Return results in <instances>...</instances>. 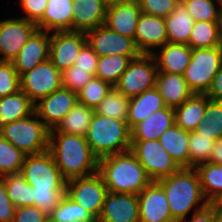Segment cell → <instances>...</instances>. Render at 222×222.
I'll return each instance as SVG.
<instances>
[{"label": "cell", "mask_w": 222, "mask_h": 222, "mask_svg": "<svg viewBox=\"0 0 222 222\" xmlns=\"http://www.w3.org/2000/svg\"><path fill=\"white\" fill-rule=\"evenodd\" d=\"M20 90V75L12 61H0V98Z\"/></svg>", "instance_id": "cell-43"}, {"label": "cell", "mask_w": 222, "mask_h": 222, "mask_svg": "<svg viewBox=\"0 0 222 222\" xmlns=\"http://www.w3.org/2000/svg\"><path fill=\"white\" fill-rule=\"evenodd\" d=\"M62 87L74 92L81 90L94 76L88 70L75 66L61 72Z\"/></svg>", "instance_id": "cell-44"}, {"label": "cell", "mask_w": 222, "mask_h": 222, "mask_svg": "<svg viewBox=\"0 0 222 222\" xmlns=\"http://www.w3.org/2000/svg\"><path fill=\"white\" fill-rule=\"evenodd\" d=\"M155 88L160 93L167 107L176 108L194 93L189 88L183 75L158 72Z\"/></svg>", "instance_id": "cell-23"}, {"label": "cell", "mask_w": 222, "mask_h": 222, "mask_svg": "<svg viewBox=\"0 0 222 222\" xmlns=\"http://www.w3.org/2000/svg\"><path fill=\"white\" fill-rule=\"evenodd\" d=\"M195 132L215 141L222 137V101H208L203 121L197 124Z\"/></svg>", "instance_id": "cell-37"}, {"label": "cell", "mask_w": 222, "mask_h": 222, "mask_svg": "<svg viewBox=\"0 0 222 222\" xmlns=\"http://www.w3.org/2000/svg\"><path fill=\"white\" fill-rule=\"evenodd\" d=\"M77 103V93L62 87L40 99L34 112L49 130H53Z\"/></svg>", "instance_id": "cell-15"}, {"label": "cell", "mask_w": 222, "mask_h": 222, "mask_svg": "<svg viewBox=\"0 0 222 222\" xmlns=\"http://www.w3.org/2000/svg\"><path fill=\"white\" fill-rule=\"evenodd\" d=\"M86 43L85 32H50L49 60L62 72L73 66L80 50Z\"/></svg>", "instance_id": "cell-13"}, {"label": "cell", "mask_w": 222, "mask_h": 222, "mask_svg": "<svg viewBox=\"0 0 222 222\" xmlns=\"http://www.w3.org/2000/svg\"><path fill=\"white\" fill-rule=\"evenodd\" d=\"M209 100L206 94L194 93L183 104L174 108L175 124L185 131H195L197 124L203 121Z\"/></svg>", "instance_id": "cell-27"}, {"label": "cell", "mask_w": 222, "mask_h": 222, "mask_svg": "<svg viewBox=\"0 0 222 222\" xmlns=\"http://www.w3.org/2000/svg\"><path fill=\"white\" fill-rule=\"evenodd\" d=\"M48 214L37 206H21L16 208L13 222H46Z\"/></svg>", "instance_id": "cell-49"}, {"label": "cell", "mask_w": 222, "mask_h": 222, "mask_svg": "<svg viewBox=\"0 0 222 222\" xmlns=\"http://www.w3.org/2000/svg\"><path fill=\"white\" fill-rule=\"evenodd\" d=\"M97 222H139L138 196L107 192Z\"/></svg>", "instance_id": "cell-18"}, {"label": "cell", "mask_w": 222, "mask_h": 222, "mask_svg": "<svg viewBox=\"0 0 222 222\" xmlns=\"http://www.w3.org/2000/svg\"><path fill=\"white\" fill-rule=\"evenodd\" d=\"M23 10L21 18L37 24L45 13L48 0H18Z\"/></svg>", "instance_id": "cell-47"}, {"label": "cell", "mask_w": 222, "mask_h": 222, "mask_svg": "<svg viewBox=\"0 0 222 222\" xmlns=\"http://www.w3.org/2000/svg\"><path fill=\"white\" fill-rule=\"evenodd\" d=\"M61 88V71L49 59L20 76V90L34 104Z\"/></svg>", "instance_id": "cell-10"}, {"label": "cell", "mask_w": 222, "mask_h": 222, "mask_svg": "<svg viewBox=\"0 0 222 222\" xmlns=\"http://www.w3.org/2000/svg\"><path fill=\"white\" fill-rule=\"evenodd\" d=\"M219 216L213 211V209L208 205L206 208L194 212L187 222H218Z\"/></svg>", "instance_id": "cell-52"}, {"label": "cell", "mask_w": 222, "mask_h": 222, "mask_svg": "<svg viewBox=\"0 0 222 222\" xmlns=\"http://www.w3.org/2000/svg\"><path fill=\"white\" fill-rule=\"evenodd\" d=\"M158 140L180 168H188V131L173 124L161 134Z\"/></svg>", "instance_id": "cell-29"}, {"label": "cell", "mask_w": 222, "mask_h": 222, "mask_svg": "<svg viewBox=\"0 0 222 222\" xmlns=\"http://www.w3.org/2000/svg\"><path fill=\"white\" fill-rule=\"evenodd\" d=\"M141 13L137 0L113 4L107 6L104 25L117 34L134 39Z\"/></svg>", "instance_id": "cell-20"}, {"label": "cell", "mask_w": 222, "mask_h": 222, "mask_svg": "<svg viewBox=\"0 0 222 222\" xmlns=\"http://www.w3.org/2000/svg\"><path fill=\"white\" fill-rule=\"evenodd\" d=\"M139 222H175L163 188L152 181L138 195Z\"/></svg>", "instance_id": "cell-16"}, {"label": "cell", "mask_w": 222, "mask_h": 222, "mask_svg": "<svg viewBox=\"0 0 222 222\" xmlns=\"http://www.w3.org/2000/svg\"><path fill=\"white\" fill-rule=\"evenodd\" d=\"M48 150L66 181L98 172V158L83 136L49 132Z\"/></svg>", "instance_id": "cell-1"}, {"label": "cell", "mask_w": 222, "mask_h": 222, "mask_svg": "<svg viewBox=\"0 0 222 222\" xmlns=\"http://www.w3.org/2000/svg\"><path fill=\"white\" fill-rule=\"evenodd\" d=\"M134 42L141 54L152 55L157 48L167 43L165 18L142 12L136 26Z\"/></svg>", "instance_id": "cell-17"}, {"label": "cell", "mask_w": 222, "mask_h": 222, "mask_svg": "<svg viewBox=\"0 0 222 222\" xmlns=\"http://www.w3.org/2000/svg\"><path fill=\"white\" fill-rule=\"evenodd\" d=\"M26 155L0 134V178L21 172Z\"/></svg>", "instance_id": "cell-40"}, {"label": "cell", "mask_w": 222, "mask_h": 222, "mask_svg": "<svg viewBox=\"0 0 222 222\" xmlns=\"http://www.w3.org/2000/svg\"><path fill=\"white\" fill-rule=\"evenodd\" d=\"M157 73L154 57L141 54L129 63L114 87L125 97L132 98L154 88Z\"/></svg>", "instance_id": "cell-8"}, {"label": "cell", "mask_w": 222, "mask_h": 222, "mask_svg": "<svg viewBox=\"0 0 222 222\" xmlns=\"http://www.w3.org/2000/svg\"><path fill=\"white\" fill-rule=\"evenodd\" d=\"M166 104L157 89L151 88L129 100L127 124L132 129L139 122L157 110L166 108Z\"/></svg>", "instance_id": "cell-26"}, {"label": "cell", "mask_w": 222, "mask_h": 222, "mask_svg": "<svg viewBox=\"0 0 222 222\" xmlns=\"http://www.w3.org/2000/svg\"><path fill=\"white\" fill-rule=\"evenodd\" d=\"M1 179L5 182L7 194L16 208L33 206V187L20 173L6 175L1 177Z\"/></svg>", "instance_id": "cell-38"}, {"label": "cell", "mask_w": 222, "mask_h": 222, "mask_svg": "<svg viewBox=\"0 0 222 222\" xmlns=\"http://www.w3.org/2000/svg\"><path fill=\"white\" fill-rule=\"evenodd\" d=\"M222 64V47L192 49L189 65L183 74L193 93L205 94Z\"/></svg>", "instance_id": "cell-6"}, {"label": "cell", "mask_w": 222, "mask_h": 222, "mask_svg": "<svg viewBox=\"0 0 222 222\" xmlns=\"http://www.w3.org/2000/svg\"><path fill=\"white\" fill-rule=\"evenodd\" d=\"M66 194L96 219L101 214L107 187L101 175L95 174L67 181Z\"/></svg>", "instance_id": "cell-11"}, {"label": "cell", "mask_w": 222, "mask_h": 222, "mask_svg": "<svg viewBox=\"0 0 222 222\" xmlns=\"http://www.w3.org/2000/svg\"><path fill=\"white\" fill-rule=\"evenodd\" d=\"M50 130L34 112L30 116L8 123L0 134L25 155L39 154L49 149Z\"/></svg>", "instance_id": "cell-5"}, {"label": "cell", "mask_w": 222, "mask_h": 222, "mask_svg": "<svg viewBox=\"0 0 222 222\" xmlns=\"http://www.w3.org/2000/svg\"><path fill=\"white\" fill-rule=\"evenodd\" d=\"M175 124L174 108L157 110L131 129V141L159 139L161 134Z\"/></svg>", "instance_id": "cell-25"}, {"label": "cell", "mask_w": 222, "mask_h": 222, "mask_svg": "<svg viewBox=\"0 0 222 222\" xmlns=\"http://www.w3.org/2000/svg\"><path fill=\"white\" fill-rule=\"evenodd\" d=\"M140 5L141 12L166 18L168 17L180 3V0H137Z\"/></svg>", "instance_id": "cell-45"}, {"label": "cell", "mask_w": 222, "mask_h": 222, "mask_svg": "<svg viewBox=\"0 0 222 222\" xmlns=\"http://www.w3.org/2000/svg\"><path fill=\"white\" fill-rule=\"evenodd\" d=\"M73 0H48L43 18L36 24L46 32L72 31Z\"/></svg>", "instance_id": "cell-24"}, {"label": "cell", "mask_w": 222, "mask_h": 222, "mask_svg": "<svg viewBox=\"0 0 222 222\" xmlns=\"http://www.w3.org/2000/svg\"><path fill=\"white\" fill-rule=\"evenodd\" d=\"M38 29L24 18H9L0 21V61H12Z\"/></svg>", "instance_id": "cell-14"}, {"label": "cell", "mask_w": 222, "mask_h": 222, "mask_svg": "<svg viewBox=\"0 0 222 222\" xmlns=\"http://www.w3.org/2000/svg\"><path fill=\"white\" fill-rule=\"evenodd\" d=\"M48 217L52 222H97L89 211L73 201L66 193Z\"/></svg>", "instance_id": "cell-32"}, {"label": "cell", "mask_w": 222, "mask_h": 222, "mask_svg": "<svg viewBox=\"0 0 222 222\" xmlns=\"http://www.w3.org/2000/svg\"><path fill=\"white\" fill-rule=\"evenodd\" d=\"M192 48L186 44L167 42L153 52L158 72L183 75L190 63Z\"/></svg>", "instance_id": "cell-22"}, {"label": "cell", "mask_w": 222, "mask_h": 222, "mask_svg": "<svg viewBox=\"0 0 222 222\" xmlns=\"http://www.w3.org/2000/svg\"><path fill=\"white\" fill-rule=\"evenodd\" d=\"M130 98L125 97L114 86L94 112L104 117L127 122Z\"/></svg>", "instance_id": "cell-35"}, {"label": "cell", "mask_w": 222, "mask_h": 222, "mask_svg": "<svg viewBox=\"0 0 222 222\" xmlns=\"http://www.w3.org/2000/svg\"><path fill=\"white\" fill-rule=\"evenodd\" d=\"M132 59L116 54L99 57L95 77L114 86Z\"/></svg>", "instance_id": "cell-36"}, {"label": "cell", "mask_w": 222, "mask_h": 222, "mask_svg": "<svg viewBox=\"0 0 222 222\" xmlns=\"http://www.w3.org/2000/svg\"><path fill=\"white\" fill-rule=\"evenodd\" d=\"M20 174L35 190H66L67 181L49 150L26 155Z\"/></svg>", "instance_id": "cell-7"}, {"label": "cell", "mask_w": 222, "mask_h": 222, "mask_svg": "<svg viewBox=\"0 0 222 222\" xmlns=\"http://www.w3.org/2000/svg\"><path fill=\"white\" fill-rule=\"evenodd\" d=\"M66 190H35L33 187V206L49 214L60 202Z\"/></svg>", "instance_id": "cell-46"}, {"label": "cell", "mask_w": 222, "mask_h": 222, "mask_svg": "<svg viewBox=\"0 0 222 222\" xmlns=\"http://www.w3.org/2000/svg\"><path fill=\"white\" fill-rule=\"evenodd\" d=\"M94 114V109L77 103L61 120L58 126L50 132H63L66 134L85 137Z\"/></svg>", "instance_id": "cell-31"}, {"label": "cell", "mask_w": 222, "mask_h": 222, "mask_svg": "<svg viewBox=\"0 0 222 222\" xmlns=\"http://www.w3.org/2000/svg\"><path fill=\"white\" fill-rule=\"evenodd\" d=\"M106 11L104 0H73L72 31L86 33L104 25Z\"/></svg>", "instance_id": "cell-21"}, {"label": "cell", "mask_w": 222, "mask_h": 222, "mask_svg": "<svg viewBox=\"0 0 222 222\" xmlns=\"http://www.w3.org/2000/svg\"><path fill=\"white\" fill-rule=\"evenodd\" d=\"M215 140L206 135H199L195 131L189 132L188 168L209 162Z\"/></svg>", "instance_id": "cell-41"}, {"label": "cell", "mask_w": 222, "mask_h": 222, "mask_svg": "<svg viewBox=\"0 0 222 222\" xmlns=\"http://www.w3.org/2000/svg\"><path fill=\"white\" fill-rule=\"evenodd\" d=\"M104 1H105V4L107 6H110V5H113V4H119V3L127 2V1H130V0H104Z\"/></svg>", "instance_id": "cell-55"}, {"label": "cell", "mask_w": 222, "mask_h": 222, "mask_svg": "<svg viewBox=\"0 0 222 222\" xmlns=\"http://www.w3.org/2000/svg\"><path fill=\"white\" fill-rule=\"evenodd\" d=\"M180 2L194 21H220L222 15V2L220 0H180Z\"/></svg>", "instance_id": "cell-39"}, {"label": "cell", "mask_w": 222, "mask_h": 222, "mask_svg": "<svg viewBox=\"0 0 222 222\" xmlns=\"http://www.w3.org/2000/svg\"><path fill=\"white\" fill-rule=\"evenodd\" d=\"M85 139L98 158L131 149V129L127 122L94 112Z\"/></svg>", "instance_id": "cell-4"}, {"label": "cell", "mask_w": 222, "mask_h": 222, "mask_svg": "<svg viewBox=\"0 0 222 222\" xmlns=\"http://www.w3.org/2000/svg\"><path fill=\"white\" fill-rule=\"evenodd\" d=\"M194 22L190 13L180 2L175 10L165 18L167 42L186 44L189 46V37Z\"/></svg>", "instance_id": "cell-30"}, {"label": "cell", "mask_w": 222, "mask_h": 222, "mask_svg": "<svg viewBox=\"0 0 222 222\" xmlns=\"http://www.w3.org/2000/svg\"><path fill=\"white\" fill-rule=\"evenodd\" d=\"M205 94L210 100L222 101V64Z\"/></svg>", "instance_id": "cell-51"}, {"label": "cell", "mask_w": 222, "mask_h": 222, "mask_svg": "<svg viewBox=\"0 0 222 222\" xmlns=\"http://www.w3.org/2000/svg\"><path fill=\"white\" fill-rule=\"evenodd\" d=\"M99 56L86 43L80 50L73 66L78 69L88 70L94 77L98 65Z\"/></svg>", "instance_id": "cell-48"}, {"label": "cell", "mask_w": 222, "mask_h": 222, "mask_svg": "<svg viewBox=\"0 0 222 222\" xmlns=\"http://www.w3.org/2000/svg\"><path fill=\"white\" fill-rule=\"evenodd\" d=\"M15 210L7 194L6 184L0 178V222H13Z\"/></svg>", "instance_id": "cell-50"}, {"label": "cell", "mask_w": 222, "mask_h": 222, "mask_svg": "<svg viewBox=\"0 0 222 222\" xmlns=\"http://www.w3.org/2000/svg\"><path fill=\"white\" fill-rule=\"evenodd\" d=\"M50 32L37 29L17 56L12 60L15 70L21 76L38 64L49 59Z\"/></svg>", "instance_id": "cell-19"}, {"label": "cell", "mask_w": 222, "mask_h": 222, "mask_svg": "<svg viewBox=\"0 0 222 222\" xmlns=\"http://www.w3.org/2000/svg\"><path fill=\"white\" fill-rule=\"evenodd\" d=\"M98 173L107 192L138 195L152 182L131 150L98 159Z\"/></svg>", "instance_id": "cell-3"}, {"label": "cell", "mask_w": 222, "mask_h": 222, "mask_svg": "<svg viewBox=\"0 0 222 222\" xmlns=\"http://www.w3.org/2000/svg\"><path fill=\"white\" fill-rule=\"evenodd\" d=\"M209 162L222 165V137L215 141Z\"/></svg>", "instance_id": "cell-53"}, {"label": "cell", "mask_w": 222, "mask_h": 222, "mask_svg": "<svg viewBox=\"0 0 222 222\" xmlns=\"http://www.w3.org/2000/svg\"><path fill=\"white\" fill-rule=\"evenodd\" d=\"M34 108L35 104L21 90L0 98V130L8 123L30 116Z\"/></svg>", "instance_id": "cell-28"}, {"label": "cell", "mask_w": 222, "mask_h": 222, "mask_svg": "<svg viewBox=\"0 0 222 222\" xmlns=\"http://www.w3.org/2000/svg\"><path fill=\"white\" fill-rule=\"evenodd\" d=\"M219 32H220V46L222 47V15L219 21Z\"/></svg>", "instance_id": "cell-56"}, {"label": "cell", "mask_w": 222, "mask_h": 222, "mask_svg": "<svg viewBox=\"0 0 222 222\" xmlns=\"http://www.w3.org/2000/svg\"><path fill=\"white\" fill-rule=\"evenodd\" d=\"M152 181L176 173L180 167L160 144L158 139L131 141V149Z\"/></svg>", "instance_id": "cell-9"}, {"label": "cell", "mask_w": 222, "mask_h": 222, "mask_svg": "<svg viewBox=\"0 0 222 222\" xmlns=\"http://www.w3.org/2000/svg\"><path fill=\"white\" fill-rule=\"evenodd\" d=\"M86 39L87 44L99 57L116 54L128 56L133 60L141 55L134 39L117 34L105 25L86 32Z\"/></svg>", "instance_id": "cell-12"}, {"label": "cell", "mask_w": 222, "mask_h": 222, "mask_svg": "<svg viewBox=\"0 0 222 222\" xmlns=\"http://www.w3.org/2000/svg\"><path fill=\"white\" fill-rule=\"evenodd\" d=\"M209 206L219 216V218L222 219V193H220L216 197H214L209 202Z\"/></svg>", "instance_id": "cell-54"}, {"label": "cell", "mask_w": 222, "mask_h": 222, "mask_svg": "<svg viewBox=\"0 0 222 222\" xmlns=\"http://www.w3.org/2000/svg\"><path fill=\"white\" fill-rule=\"evenodd\" d=\"M192 49L220 46L219 22L195 21L189 37Z\"/></svg>", "instance_id": "cell-33"}, {"label": "cell", "mask_w": 222, "mask_h": 222, "mask_svg": "<svg viewBox=\"0 0 222 222\" xmlns=\"http://www.w3.org/2000/svg\"><path fill=\"white\" fill-rule=\"evenodd\" d=\"M112 85L100 78L93 77L81 90L77 92L78 102L89 108L96 107L104 100Z\"/></svg>", "instance_id": "cell-42"}, {"label": "cell", "mask_w": 222, "mask_h": 222, "mask_svg": "<svg viewBox=\"0 0 222 222\" xmlns=\"http://www.w3.org/2000/svg\"><path fill=\"white\" fill-rule=\"evenodd\" d=\"M156 182L165 192L175 222H185L194 208V212H198L209 205L194 168H180L176 173Z\"/></svg>", "instance_id": "cell-2"}, {"label": "cell", "mask_w": 222, "mask_h": 222, "mask_svg": "<svg viewBox=\"0 0 222 222\" xmlns=\"http://www.w3.org/2000/svg\"><path fill=\"white\" fill-rule=\"evenodd\" d=\"M194 169L197 171L202 192L208 202L222 193V165L206 162Z\"/></svg>", "instance_id": "cell-34"}]
</instances>
